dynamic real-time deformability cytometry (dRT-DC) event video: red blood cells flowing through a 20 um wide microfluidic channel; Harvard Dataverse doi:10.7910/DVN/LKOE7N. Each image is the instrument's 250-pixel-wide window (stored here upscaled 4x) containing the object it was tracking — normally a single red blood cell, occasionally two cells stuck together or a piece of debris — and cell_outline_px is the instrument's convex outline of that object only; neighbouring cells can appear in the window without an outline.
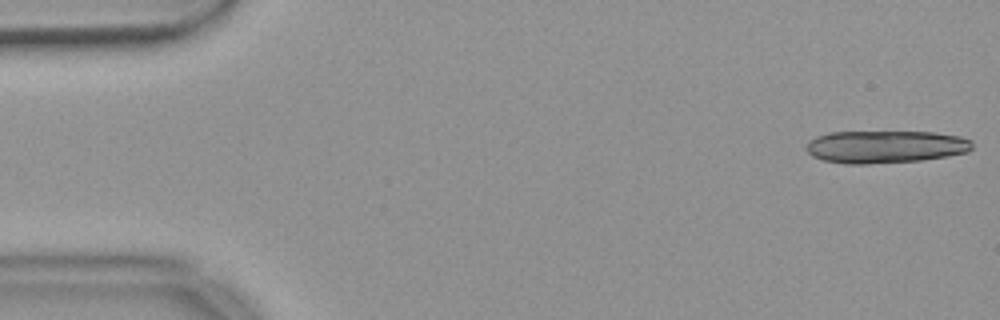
{"species": "common noctule bat (a hibernating species)", "species_latin": "Nyctalus noctula", "temperature_condition": "warm", "stored_images_in_passage": 16, "camera_frame_rate_fps": 3000, "um_per_image_px": 0.085, "animal": {"sex": "female", "body_mass_g": 18.4}, "frame": {"image": 1, "passage_image": 1, "time_ms": 0.0, "image_size_px": [1000, 320], "cell_outline_px": [[972, 148], [968, 152], [948, 156], [920, 160], [868, 164], [844, 164], [824, 160], [812, 156], [804, 148], [808, 140], [816, 136], [828, 132], [932, 132], [960, 136], [972, 140]], "centroid_in_image_um": [75.23, 12.47], "position_along_channel_um": 9.8, "area_um2": 31.73}}